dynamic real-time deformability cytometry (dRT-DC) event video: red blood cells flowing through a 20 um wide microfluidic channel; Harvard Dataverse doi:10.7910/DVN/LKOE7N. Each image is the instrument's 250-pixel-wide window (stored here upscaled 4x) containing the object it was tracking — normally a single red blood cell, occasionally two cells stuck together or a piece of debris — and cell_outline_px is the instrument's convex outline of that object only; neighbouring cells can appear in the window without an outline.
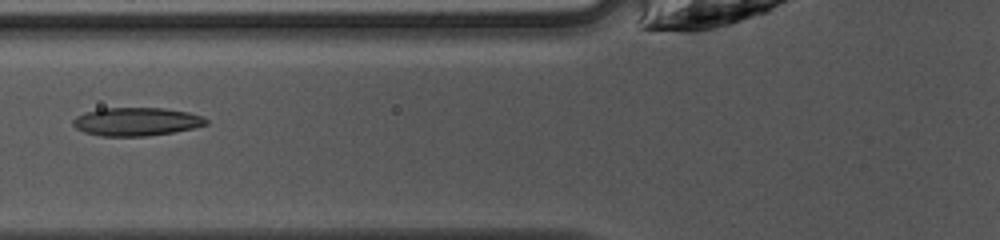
{"species": "common noctule bat (a hibernating species)", "species_latin": "Nyctalus noctula", "temperature_condition": "warm", "stored_images_in_passage": 44, "camera_frame_rate_fps": 3000, "um_per_image_px": 0.085, "animal": {"sex": "female", "body_mass_g": 10.0, "forearm_length_mm": 53.1}, "frame": {"image": 1, "passage_image": 19, "time_ms": 6.0, "image_size_px": [1000, 240], "cell_outline_px": [[208, 124], [192, 128], [172, 132], [148, 136], [100, 136], [84, 132], [76, 128], [72, 124], [72, 120], [76, 116], [88, 112], [104, 108], [164, 108], [188, 112], [200, 116], [208, 120]], "centroid_in_image_um": [11.58, 10.34], "position_along_channel_um": 114.2, "area_um2": 21.79}, "authors_computed_cell_mechanics": {"area_um2": 22.542, "velocity_mm_per_s": 4.1644, "shape_relaxation_time_tau1_ms": 8.9967, "shape_relaxation_time_tau2_ms": 1.9801, "deformation_change_tau1": 0.2291, "deformation_change_tau2": 0.1012}}